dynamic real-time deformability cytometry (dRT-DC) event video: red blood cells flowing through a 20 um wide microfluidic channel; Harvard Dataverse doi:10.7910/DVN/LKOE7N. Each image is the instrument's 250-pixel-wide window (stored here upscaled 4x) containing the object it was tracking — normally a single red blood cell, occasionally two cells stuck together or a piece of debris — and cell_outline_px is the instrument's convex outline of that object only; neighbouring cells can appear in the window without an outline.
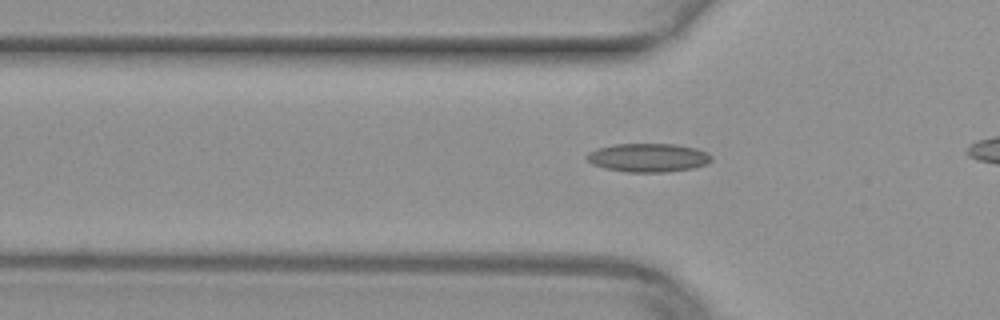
{"species": "common noctule bat (a hibernating species)", "species_latin": "Nyctalus noctula", "temperature_condition": "warm", "stored_images_in_passage": 12, "camera_frame_rate_fps": 3000, "um_per_image_px": 0.085, "animal": {"sex": "female", "body_mass_g": 29.2, "forearm_length_mm": 56.3}, "frame": {"image": 1, "passage_image": 3, "time_ms": 0.667, "image_size_px": [1000, 320], "cell_outline_px": [[712, 160], [708, 164], [696, 168], [668, 172], [628, 172], [604, 168], [592, 164], [584, 156], [588, 152], [596, 148], [616, 144], [676, 144], [696, 148], [708, 152], [712, 156]], "centroid_in_image_um": [55.12, 13.4], "position_along_channel_um": 70.7, "area_um2": 21.1}}
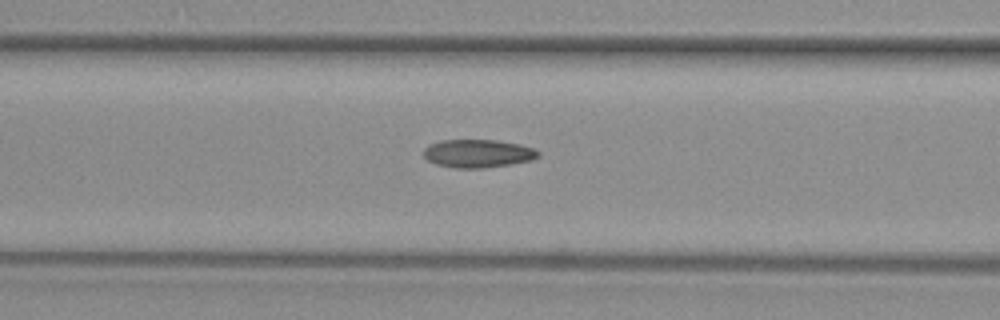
{"frame": {"image": 2, "passage_image": 7, "time_ms": 2.0, "image_size_px": [1000, 320], "cell_outline_px": [[540, 156], [532, 160], [512, 164], [484, 168], [456, 168], [436, 164], [428, 160], [424, 156], [424, 148], [428, 144], [440, 140], [500, 140], [520, 144], [536, 148], [540, 152]], "centroid_in_image_um": [40.66, 13.04], "position_along_channel_um": 125.9, "area_um2": 19.07}}
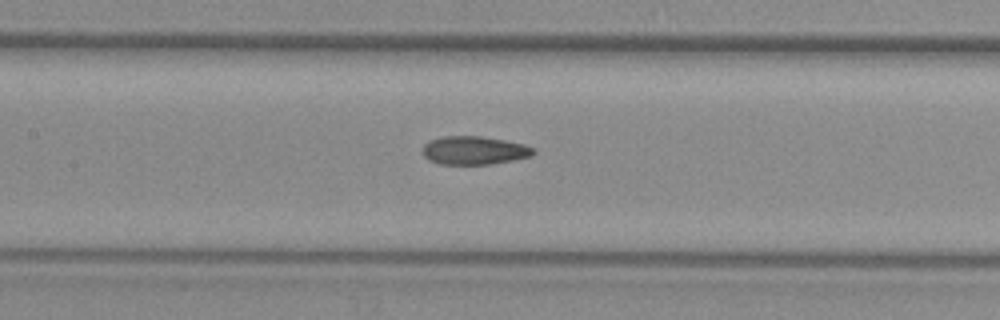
{"frame": {"image": 3, "passage_image": 10, "time_ms": 3.0, "image_size_px": [1000, 320], "cell_outline_px": [[536, 152], [532, 156], [492, 164], [440, 164], [428, 160], [424, 156], [424, 144], [428, 140], [444, 136], [480, 136], [504, 140], [524, 144], [536, 148]], "centroid_in_image_um": [40.33, 12.78], "position_along_channel_um": 167.1, "area_um2": 18.38}}